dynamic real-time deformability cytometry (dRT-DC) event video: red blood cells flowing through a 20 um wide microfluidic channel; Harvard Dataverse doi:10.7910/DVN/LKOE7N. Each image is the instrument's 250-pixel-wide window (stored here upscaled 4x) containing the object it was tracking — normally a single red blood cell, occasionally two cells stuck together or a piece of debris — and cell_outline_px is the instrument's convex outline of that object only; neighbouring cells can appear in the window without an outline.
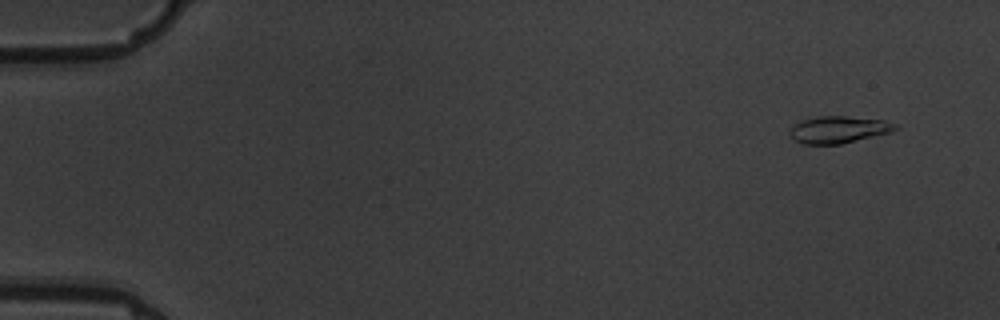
{"species": "common noctule bat (a hibernating species)", "species_latin": "Nyctalus noctula", "temperature_condition": "warm", "stored_images_in_passage": 6, "camera_frame_rate_fps": 3000, "um_per_image_px": 0.085, "animal": {"sex": "male", "body_mass_g": 19.5, "forearm_length_mm": 54.6}, "frame": {"image": 1, "passage_image": 2, "time_ms": 1.0, "image_size_px": [1000, 320], "cell_outline_px": [[900, 128], [892, 132], [840, 144], [804, 144], [792, 140], [792, 128], [800, 120], [820, 116], [844, 116], [884, 120], [900, 124]], "centroid_in_image_um": [71.35, 11.01], "position_along_channel_um": 13.6, "area_um2": 16.59}}
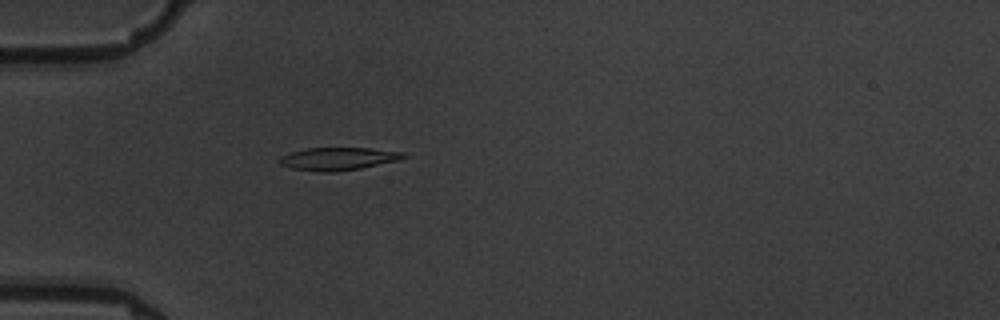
{"frame": {"image": 2, "passage_image": 6, "time_ms": 5.667, "image_size_px": [1000, 320], "cell_outline_px": [[408, 156], [400, 160], [360, 168], [336, 172], [320, 172], [292, 168], [280, 164], [280, 156], [292, 152], [308, 148], [368, 148], [404, 152]], "centroid_in_image_um": [28.78, 13.5], "position_along_channel_um": 56.2, "area_um2": 16.36}}